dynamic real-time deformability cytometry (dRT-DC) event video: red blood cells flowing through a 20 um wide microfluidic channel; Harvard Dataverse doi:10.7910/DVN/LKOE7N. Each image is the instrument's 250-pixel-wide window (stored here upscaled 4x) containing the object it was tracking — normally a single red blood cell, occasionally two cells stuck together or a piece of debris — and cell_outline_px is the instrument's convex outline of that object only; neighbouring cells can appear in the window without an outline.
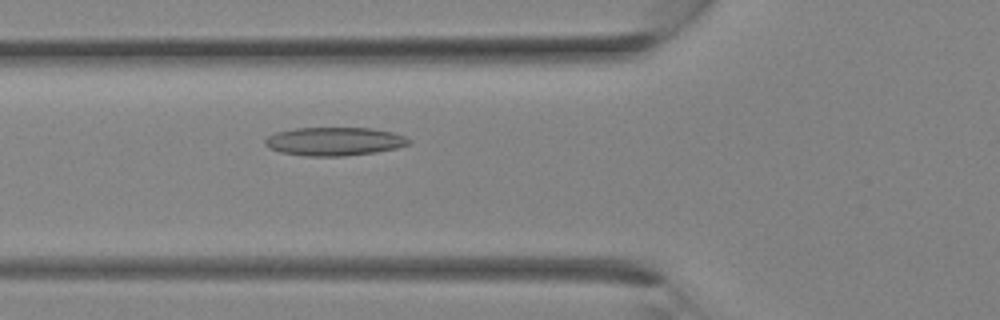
{"species": "Egyptian fruit bat (a non-hibernating species)", "species_latin": "Rousettus aegyptiacus", "temperature_condition": "room temperature", "stored_images_in_passage": 3, "camera_frame_rate_fps": 3000, "um_per_image_px": 0.085, "animal": {"sex": "female"}, "frame": {"image": 1, "passage_image": 3, "time_ms": 0.667, "image_size_px": [1000, 320], "cell_outline_px": [[412, 140], [408, 144], [396, 148], [376, 152], [344, 156], [304, 156], [280, 152], [268, 148], [264, 144], [264, 140], [268, 136], [276, 132], [296, 128], [372, 128], [392, 132], [404, 136]], "centroid_in_image_um": [28.39, 12.02], "position_along_channel_um": 97.4, "area_um2": 23.87}}